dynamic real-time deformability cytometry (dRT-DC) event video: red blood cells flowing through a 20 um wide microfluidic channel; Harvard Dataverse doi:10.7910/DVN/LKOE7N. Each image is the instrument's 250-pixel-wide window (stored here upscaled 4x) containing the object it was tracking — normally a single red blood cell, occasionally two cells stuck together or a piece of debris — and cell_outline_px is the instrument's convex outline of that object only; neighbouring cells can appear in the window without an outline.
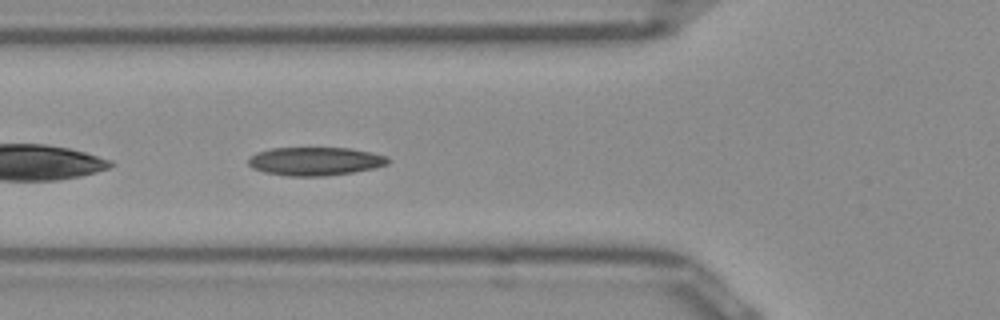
{"species": "Egyptian fruit bat (a non-hibernating species)", "species_latin": "Rousettus aegyptiacus", "temperature_condition": "room temperature", "stored_images_in_passage": 38, "segment_of_instrument_passage": [1, 2], "camera_frame_rate_fps": 3000, "um_per_image_px": 0.085, "frame": {"image": 1, "passage_image": 4, "time_ms": 1.0, "image_size_px": [1000, 320], "cell_outline_px": [[392, 160], [388, 164], [372, 168], [352, 172], [324, 176], [288, 176], [264, 172], [252, 168], [248, 164], [248, 160], [256, 152], [272, 148], [348, 148], [388, 156]], "centroid_in_image_um": [26.78, 13.71], "position_along_channel_um": 99.0, "area_um2": 23.0}}
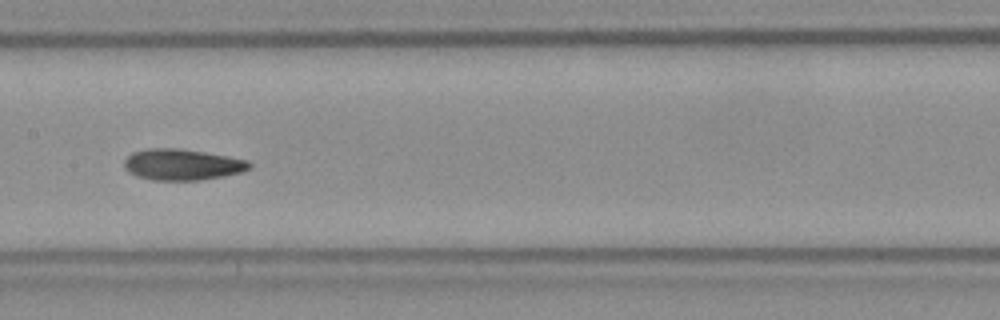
{"frame": {"image": 2, "passage_image": 11, "time_ms": 3.333, "image_size_px": [1000, 320], "cell_outline_px": [[252, 164], [248, 168], [240, 172], [224, 176], [200, 180], [152, 180], [136, 176], [128, 172], [124, 168], [124, 160], [132, 152], [148, 148], [176, 148], [204, 152], [228, 156], [248, 160]], "centroid_in_image_um": [15.45, 13.99], "position_along_channel_um": 192.0, "area_um2": 22.72}}
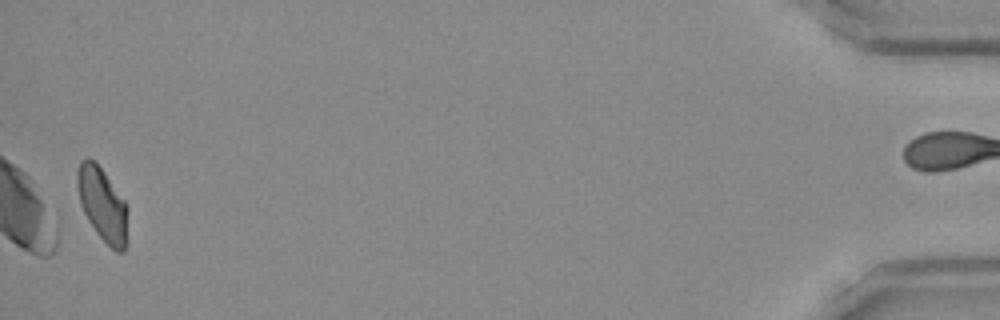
{"frame": {"image": 3, "passage_image": 36, "time_ms": 11.667, "image_size_px": [1000, 320], "cell_outline_px": [[128, 240], [124, 252], [116, 252], [96, 232], [88, 220], [80, 204], [76, 184], [76, 172], [80, 160], [92, 160], [104, 172], [124, 200], [128, 208]], "centroid_in_image_um": [8.73, 17.42], "position_along_channel_um": 426.5, "area_um2": 21.73}}